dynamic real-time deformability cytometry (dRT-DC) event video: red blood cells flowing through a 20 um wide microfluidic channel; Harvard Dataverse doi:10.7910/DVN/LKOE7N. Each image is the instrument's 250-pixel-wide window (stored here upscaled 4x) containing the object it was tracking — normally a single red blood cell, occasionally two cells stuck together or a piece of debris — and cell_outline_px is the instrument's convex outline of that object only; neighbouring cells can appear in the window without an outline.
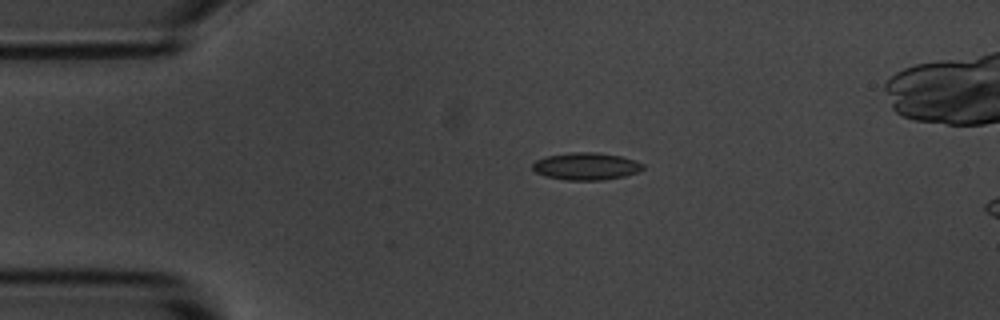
{"species": "common noctule bat (a hibernating species)", "species_latin": "Nyctalus noctula", "temperature_condition": "room temperature", "stored_images_in_passage": 5, "camera_frame_rate_fps": 3000, "um_per_image_px": 0.085, "animal": {"sex": "male", "body_mass_g": 20.1, "forearm_length_mm": 53.5}, "frame": {"image": 1, "passage_image": 3, "time_ms": 2.0, "image_size_px": [1000, 320], "cell_outline_px": [[644, 168], [640, 172], [624, 176], [604, 180], [564, 180], [544, 176], [536, 172], [532, 168], [532, 164], [536, 160], [548, 156], [568, 152], [596, 152], [620, 156], [636, 160], [644, 164]], "centroid_in_image_um": [49.84, 14.13], "position_along_channel_um": 35.2, "area_um2": 17.74}}